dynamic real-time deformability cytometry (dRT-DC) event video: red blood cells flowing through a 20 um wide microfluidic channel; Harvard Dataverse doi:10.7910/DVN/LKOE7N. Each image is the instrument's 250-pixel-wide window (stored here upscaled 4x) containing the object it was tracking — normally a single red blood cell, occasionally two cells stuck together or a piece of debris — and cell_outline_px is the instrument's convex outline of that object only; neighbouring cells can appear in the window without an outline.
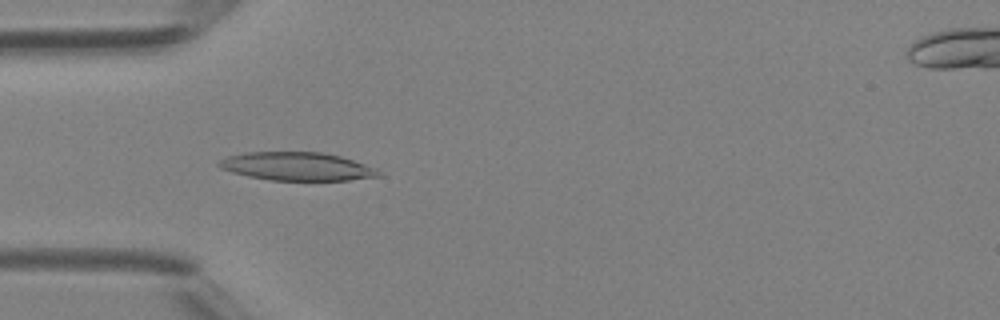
{"species": "Egyptian fruit bat (a non-hibernating species)", "species_latin": "Rousettus aegyptiacus", "temperature_condition": "room temperature", "stored_images_in_passage": 33, "camera_frame_rate_fps": 3000, "um_per_image_px": 0.085, "animal": {"sex": "female"}, "frame": {"image": 1, "passage_image": 4, "time_ms": 1.0, "image_size_px": [1000, 320], "cell_outline_px": [[384, 176], [348, 180], [272, 180], [248, 176], [232, 172], [220, 168], [216, 164], [220, 160], [228, 156], [244, 152], [320, 152], [340, 156], [376, 168], [384, 172]], "centroid_in_image_um": [25.27, 14.15], "position_along_channel_um": 59.7, "area_um2": 26.36}}
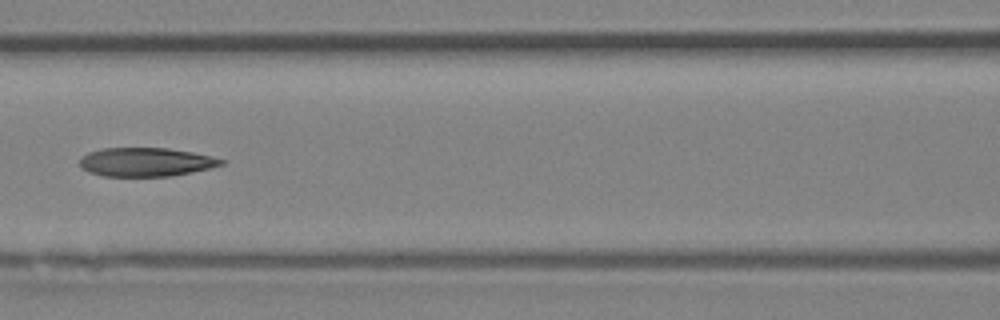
{"frame": {"image": 2, "passage_image": 10, "time_ms": 3.0, "image_size_px": [1000, 320], "cell_outline_px": [[224, 164], [192, 172], [172, 176], [100, 176], [88, 172], [80, 168], [80, 156], [88, 152], [100, 148], [168, 148], [192, 152], [224, 160]], "centroid_in_image_um": [12.31, 13.77], "position_along_channel_um": 154.3, "area_um2": 23.76}}
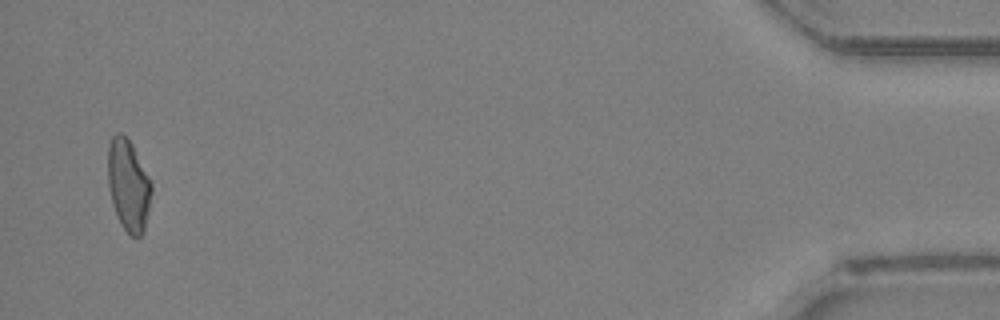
{"frame": {"image": 3, "passage_image": 32, "time_ms": 10.333, "image_size_px": [1000, 320], "cell_outline_px": [[152, 192], [144, 232], [140, 236], [132, 236], [120, 224], [112, 204], [108, 188], [108, 144], [112, 136], [116, 132], [120, 132], [132, 144], [152, 180]], "centroid_in_image_um": [10.92, 15.73], "position_along_channel_um": 424.3, "area_um2": 23.52}}